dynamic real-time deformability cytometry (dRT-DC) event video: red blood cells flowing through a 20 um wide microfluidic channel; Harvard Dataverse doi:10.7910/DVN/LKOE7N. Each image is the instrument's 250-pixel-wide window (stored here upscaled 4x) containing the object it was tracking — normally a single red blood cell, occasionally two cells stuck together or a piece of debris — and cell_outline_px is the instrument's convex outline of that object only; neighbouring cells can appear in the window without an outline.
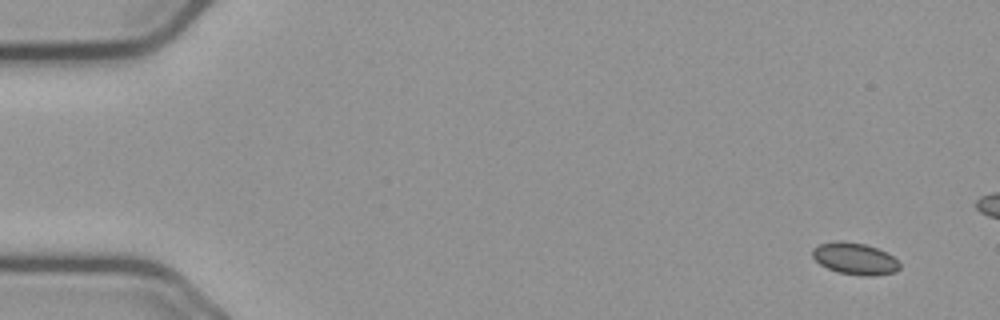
{"species": "common noctule bat (a hibernating species)", "species_latin": "Nyctalus noctula", "temperature_condition": "cold", "stored_images_in_passage": 16, "camera_frame_rate_fps": 3000, "um_per_image_px": 0.085, "animal": {"sex": "male", "body_mass_g": 23.1, "forearm_length_mm": 52.7}, "frame": {"image": 1, "passage_image": 2, "time_ms": 0.333, "image_size_px": [1000, 320], "cell_outline_px": [[900, 268], [896, 272], [872, 276], [860, 276], [836, 272], [820, 264], [812, 256], [812, 248], [820, 244], [840, 240], [864, 244], [876, 248], [892, 256], [900, 264]], "centroid_in_image_um": [72.65, 22.0], "position_along_channel_um": 12.4, "area_um2": 16.13}}